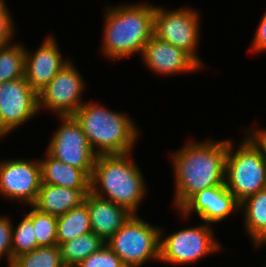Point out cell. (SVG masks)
Listing matches in <instances>:
<instances>
[{
    "instance_id": "obj_7",
    "label": "cell",
    "mask_w": 266,
    "mask_h": 267,
    "mask_svg": "<svg viewBox=\"0 0 266 267\" xmlns=\"http://www.w3.org/2000/svg\"><path fill=\"white\" fill-rule=\"evenodd\" d=\"M210 226L204 223L178 230L168 236L164 235L163 229L160 228L159 261L171 265H187L197 263L209 253L220 251L221 245L214 238Z\"/></svg>"
},
{
    "instance_id": "obj_21",
    "label": "cell",
    "mask_w": 266,
    "mask_h": 267,
    "mask_svg": "<svg viewBox=\"0 0 266 267\" xmlns=\"http://www.w3.org/2000/svg\"><path fill=\"white\" fill-rule=\"evenodd\" d=\"M105 243L94 232L83 234L73 240L62 243L59 247L65 267L78 266L88 256L99 251Z\"/></svg>"
},
{
    "instance_id": "obj_12",
    "label": "cell",
    "mask_w": 266,
    "mask_h": 267,
    "mask_svg": "<svg viewBox=\"0 0 266 267\" xmlns=\"http://www.w3.org/2000/svg\"><path fill=\"white\" fill-rule=\"evenodd\" d=\"M41 167L37 161L10 159L0 163V195L32 205L41 186Z\"/></svg>"
},
{
    "instance_id": "obj_16",
    "label": "cell",
    "mask_w": 266,
    "mask_h": 267,
    "mask_svg": "<svg viewBox=\"0 0 266 267\" xmlns=\"http://www.w3.org/2000/svg\"><path fill=\"white\" fill-rule=\"evenodd\" d=\"M90 216L92 232L105 242L133 215L126 208L89 192L84 199Z\"/></svg>"
},
{
    "instance_id": "obj_14",
    "label": "cell",
    "mask_w": 266,
    "mask_h": 267,
    "mask_svg": "<svg viewBox=\"0 0 266 267\" xmlns=\"http://www.w3.org/2000/svg\"><path fill=\"white\" fill-rule=\"evenodd\" d=\"M142 60L148 69L158 75H174L194 72L203 67L185 50L152 35L142 52Z\"/></svg>"
},
{
    "instance_id": "obj_24",
    "label": "cell",
    "mask_w": 266,
    "mask_h": 267,
    "mask_svg": "<svg viewBox=\"0 0 266 267\" xmlns=\"http://www.w3.org/2000/svg\"><path fill=\"white\" fill-rule=\"evenodd\" d=\"M31 210L25 215L32 221L38 247L55 246L57 243V217L40 212L30 205Z\"/></svg>"
},
{
    "instance_id": "obj_10",
    "label": "cell",
    "mask_w": 266,
    "mask_h": 267,
    "mask_svg": "<svg viewBox=\"0 0 266 267\" xmlns=\"http://www.w3.org/2000/svg\"><path fill=\"white\" fill-rule=\"evenodd\" d=\"M74 63L67 62L56 76L38 93V109H49L58 116L73 115L84 103L85 83Z\"/></svg>"
},
{
    "instance_id": "obj_3",
    "label": "cell",
    "mask_w": 266,
    "mask_h": 267,
    "mask_svg": "<svg viewBox=\"0 0 266 267\" xmlns=\"http://www.w3.org/2000/svg\"><path fill=\"white\" fill-rule=\"evenodd\" d=\"M146 189L143 174L130 153L96 157L90 178V192L96 196L137 214Z\"/></svg>"
},
{
    "instance_id": "obj_5",
    "label": "cell",
    "mask_w": 266,
    "mask_h": 267,
    "mask_svg": "<svg viewBox=\"0 0 266 267\" xmlns=\"http://www.w3.org/2000/svg\"><path fill=\"white\" fill-rule=\"evenodd\" d=\"M233 146L228 140L224 183L241 203L266 188V160L261 149L248 135L238 149L233 150Z\"/></svg>"
},
{
    "instance_id": "obj_28",
    "label": "cell",
    "mask_w": 266,
    "mask_h": 267,
    "mask_svg": "<svg viewBox=\"0 0 266 267\" xmlns=\"http://www.w3.org/2000/svg\"><path fill=\"white\" fill-rule=\"evenodd\" d=\"M14 24L5 0H0V48L11 44L15 31Z\"/></svg>"
},
{
    "instance_id": "obj_27",
    "label": "cell",
    "mask_w": 266,
    "mask_h": 267,
    "mask_svg": "<svg viewBox=\"0 0 266 267\" xmlns=\"http://www.w3.org/2000/svg\"><path fill=\"white\" fill-rule=\"evenodd\" d=\"M13 224L9 217L0 216V260L6 256L8 267L12 264Z\"/></svg>"
},
{
    "instance_id": "obj_4",
    "label": "cell",
    "mask_w": 266,
    "mask_h": 267,
    "mask_svg": "<svg viewBox=\"0 0 266 267\" xmlns=\"http://www.w3.org/2000/svg\"><path fill=\"white\" fill-rule=\"evenodd\" d=\"M73 116L96 156L131 153L140 135L136 124L128 115L108 110L97 102H84Z\"/></svg>"
},
{
    "instance_id": "obj_2",
    "label": "cell",
    "mask_w": 266,
    "mask_h": 267,
    "mask_svg": "<svg viewBox=\"0 0 266 267\" xmlns=\"http://www.w3.org/2000/svg\"><path fill=\"white\" fill-rule=\"evenodd\" d=\"M155 7L147 3L106 7L102 53L114 60L141 54L153 35Z\"/></svg>"
},
{
    "instance_id": "obj_13",
    "label": "cell",
    "mask_w": 266,
    "mask_h": 267,
    "mask_svg": "<svg viewBox=\"0 0 266 267\" xmlns=\"http://www.w3.org/2000/svg\"><path fill=\"white\" fill-rule=\"evenodd\" d=\"M179 211L184 217H189L191 213L196 212L203 222L212 225L223 221L234 211L240 212V203L224 183L197 192Z\"/></svg>"
},
{
    "instance_id": "obj_15",
    "label": "cell",
    "mask_w": 266,
    "mask_h": 267,
    "mask_svg": "<svg viewBox=\"0 0 266 267\" xmlns=\"http://www.w3.org/2000/svg\"><path fill=\"white\" fill-rule=\"evenodd\" d=\"M56 39L45 38L38 50L31 53L25 48V79L38 94L70 60H64Z\"/></svg>"
},
{
    "instance_id": "obj_17",
    "label": "cell",
    "mask_w": 266,
    "mask_h": 267,
    "mask_svg": "<svg viewBox=\"0 0 266 267\" xmlns=\"http://www.w3.org/2000/svg\"><path fill=\"white\" fill-rule=\"evenodd\" d=\"M89 192L90 189H72L41 183L32 206L40 212L59 217L84 202Z\"/></svg>"
},
{
    "instance_id": "obj_20",
    "label": "cell",
    "mask_w": 266,
    "mask_h": 267,
    "mask_svg": "<svg viewBox=\"0 0 266 267\" xmlns=\"http://www.w3.org/2000/svg\"><path fill=\"white\" fill-rule=\"evenodd\" d=\"M89 232H92V229L88 207L85 202L57 217L58 246Z\"/></svg>"
},
{
    "instance_id": "obj_8",
    "label": "cell",
    "mask_w": 266,
    "mask_h": 267,
    "mask_svg": "<svg viewBox=\"0 0 266 267\" xmlns=\"http://www.w3.org/2000/svg\"><path fill=\"white\" fill-rule=\"evenodd\" d=\"M62 125L55 131L46 152L53 158L81 169L91 178L96 155L73 115L58 116Z\"/></svg>"
},
{
    "instance_id": "obj_19",
    "label": "cell",
    "mask_w": 266,
    "mask_h": 267,
    "mask_svg": "<svg viewBox=\"0 0 266 267\" xmlns=\"http://www.w3.org/2000/svg\"><path fill=\"white\" fill-rule=\"evenodd\" d=\"M247 234L254 247L266 245V188L240 203Z\"/></svg>"
},
{
    "instance_id": "obj_25",
    "label": "cell",
    "mask_w": 266,
    "mask_h": 267,
    "mask_svg": "<svg viewBox=\"0 0 266 267\" xmlns=\"http://www.w3.org/2000/svg\"><path fill=\"white\" fill-rule=\"evenodd\" d=\"M37 239L35 237L32 221L25 215L12 232V262L21 254L36 249Z\"/></svg>"
},
{
    "instance_id": "obj_22",
    "label": "cell",
    "mask_w": 266,
    "mask_h": 267,
    "mask_svg": "<svg viewBox=\"0 0 266 267\" xmlns=\"http://www.w3.org/2000/svg\"><path fill=\"white\" fill-rule=\"evenodd\" d=\"M25 76V48L13 42L0 48V83Z\"/></svg>"
},
{
    "instance_id": "obj_18",
    "label": "cell",
    "mask_w": 266,
    "mask_h": 267,
    "mask_svg": "<svg viewBox=\"0 0 266 267\" xmlns=\"http://www.w3.org/2000/svg\"><path fill=\"white\" fill-rule=\"evenodd\" d=\"M39 162L42 183L72 189H90V178L81 169L63 163L47 152Z\"/></svg>"
},
{
    "instance_id": "obj_1",
    "label": "cell",
    "mask_w": 266,
    "mask_h": 267,
    "mask_svg": "<svg viewBox=\"0 0 266 267\" xmlns=\"http://www.w3.org/2000/svg\"><path fill=\"white\" fill-rule=\"evenodd\" d=\"M228 140L191 141L171 156L178 210L197 192L225 182Z\"/></svg>"
},
{
    "instance_id": "obj_26",
    "label": "cell",
    "mask_w": 266,
    "mask_h": 267,
    "mask_svg": "<svg viewBox=\"0 0 266 267\" xmlns=\"http://www.w3.org/2000/svg\"><path fill=\"white\" fill-rule=\"evenodd\" d=\"M76 267H126L121 259L105 244Z\"/></svg>"
},
{
    "instance_id": "obj_23",
    "label": "cell",
    "mask_w": 266,
    "mask_h": 267,
    "mask_svg": "<svg viewBox=\"0 0 266 267\" xmlns=\"http://www.w3.org/2000/svg\"><path fill=\"white\" fill-rule=\"evenodd\" d=\"M10 267H65L58 245L37 247L13 259Z\"/></svg>"
},
{
    "instance_id": "obj_6",
    "label": "cell",
    "mask_w": 266,
    "mask_h": 267,
    "mask_svg": "<svg viewBox=\"0 0 266 267\" xmlns=\"http://www.w3.org/2000/svg\"><path fill=\"white\" fill-rule=\"evenodd\" d=\"M146 222L133 214L105 243L126 267H141L151 259L159 261L160 228Z\"/></svg>"
},
{
    "instance_id": "obj_11",
    "label": "cell",
    "mask_w": 266,
    "mask_h": 267,
    "mask_svg": "<svg viewBox=\"0 0 266 267\" xmlns=\"http://www.w3.org/2000/svg\"><path fill=\"white\" fill-rule=\"evenodd\" d=\"M38 112V94L25 77L0 83V138L30 121Z\"/></svg>"
},
{
    "instance_id": "obj_29",
    "label": "cell",
    "mask_w": 266,
    "mask_h": 267,
    "mask_svg": "<svg viewBox=\"0 0 266 267\" xmlns=\"http://www.w3.org/2000/svg\"><path fill=\"white\" fill-rule=\"evenodd\" d=\"M251 49L255 53H262L266 51V14L264 13L262 19L257 27L254 39L251 43Z\"/></svg>"
},
{
    "instance_id": "obj_9",
    "label": "cell",
    "mask_w": 266,
    "mask_h": 267,
    "mask_svg": "<svg viewBox=\"0 0 266 267\" xmlns=\"http://www.w3.org/2000/svg\"><path fill=\"white\" fill-rule=\"evenodd\" d=\"M199 16L195 9L188 7L166 11V8L155 6L153 35L185 50L204 67L196 52L200 37Z\"/></svg>"
},
{
    "instance_id": "obj_30",
    "label": "cell",
    "mask_w": 266,
    "mask_h": 267,
    "mask_svg": "<svg viewBox=\"0 0 266 267\" xmlns=\"http://www.w3.org/2000/svg\"><path fill=\"white\" fill-rule=\"evenodd\" d=\"M248 136L255 142V144L261 149L263 156L266 160V129H246Z\"/></svg>"
}]
</instances>
